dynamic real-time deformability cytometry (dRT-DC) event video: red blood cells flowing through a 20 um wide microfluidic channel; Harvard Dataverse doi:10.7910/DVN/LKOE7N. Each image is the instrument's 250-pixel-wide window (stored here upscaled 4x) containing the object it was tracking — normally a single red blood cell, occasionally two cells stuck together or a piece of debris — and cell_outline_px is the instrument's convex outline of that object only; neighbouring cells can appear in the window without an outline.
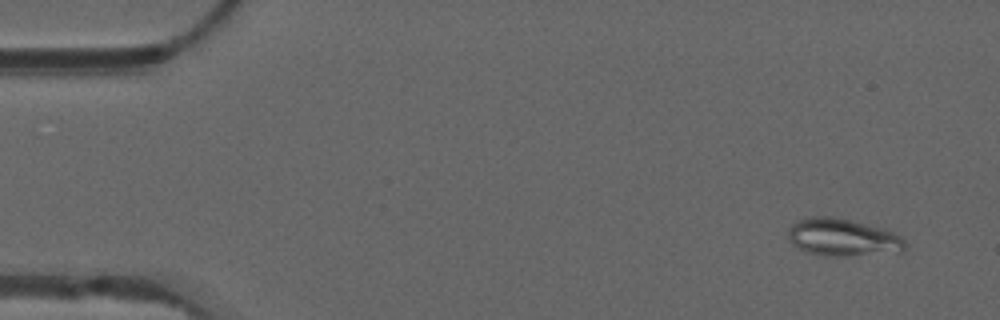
{"species": "common noctule bat (a hibernating species)", "species_latin": "Nyctalus noctula", "temperature_condition": "warm", "stored_images_in_passage": 54, "camera_frame_rate_fps": 3000, "um_per_image_px": 0.085, "animal": {"sex": "male", "forearm_length_mm": 52.5}, "frame": {"image": 1, "passage_image": 4, "time_ms": 1.0, "image_size_px": [1000, 320], "cell_outline_px": [[908, 244], [904, 252], [848, 256], [824, 256], [804, 252], [792, 244], [788, 240], [788, 228], [796, 220], [808, 216], [832, 216], [852, 220], [884, 228], [900, 236]], "centroid_in_image_um": [71.62, 20.18], "position_along_channel_um": 13.4, "area_um2": 26.24}}
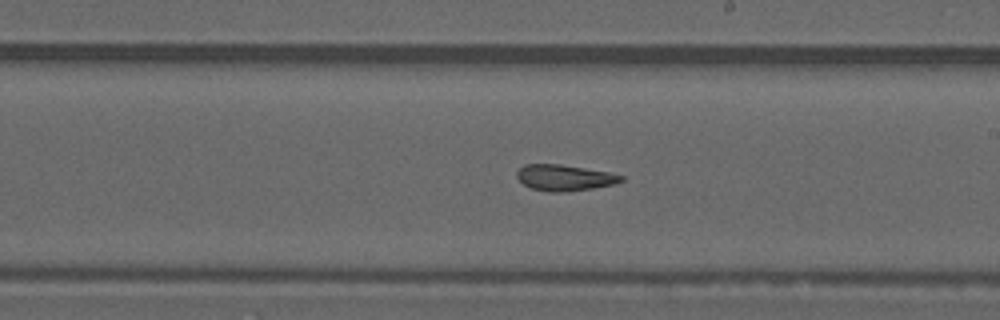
{"frame": {"image": 2, "passage_image": 31, "time_ms": 10.0, "image_size_px": [1000, 320], "cell_outline_px": [[624, 180], [616, 184], [592, 188], [564, 192], [548, 192], [532, 188], [524, 184], [516, 176], [516, 172], [524, 164], [560, 164], [608, 172], [624, 176]], "centroid_in_image_um": [47.99, 15.1], "position_along_channel_um": 241.0, "area_um2": 15.78}}
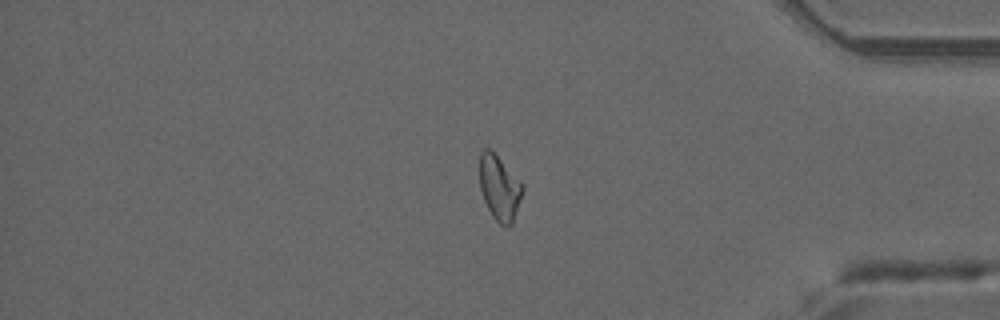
{"frame": {"image": 3, "passage_image": 45, "time_ms": 14.667, "image_size_px": [1000, 320], "cell_outline_px": [[524, 188], [512, 224], [508, 228], [500, 224], [492, 216], [484, 200], [480, 188], [480, 152], [484, 148], [488, 148], [524, 184]], "centroid_in_image_um": [42.46, 16.0], "position_along_channel_um": 392.7, "area_um2": 16.01}, "authors_computed_cell_mechanics": {"area_um2": 16.9932, "velocity_mm_per_s": 3.8308, "shape_relaxation_time_tau1_ms": null, "shape_relaxation_time_tau2_ms": 2.6081, "deformation_change_tau1": null, "deformation_change_tau2": 0.0988}}